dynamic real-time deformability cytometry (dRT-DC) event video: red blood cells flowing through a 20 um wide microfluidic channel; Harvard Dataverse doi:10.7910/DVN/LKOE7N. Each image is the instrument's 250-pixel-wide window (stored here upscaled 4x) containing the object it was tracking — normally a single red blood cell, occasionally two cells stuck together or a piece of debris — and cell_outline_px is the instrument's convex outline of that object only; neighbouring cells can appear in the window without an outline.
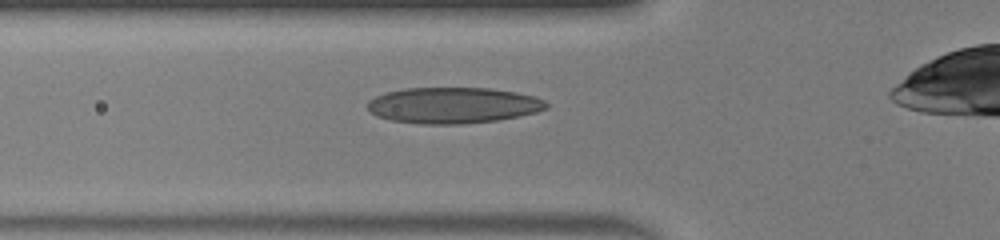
{"species": "human", "species_latin": "Homo sapiens", "temperature_condition": "warm", "stored_images_in_passage": 41, "camera_frame_rate_fps": 3000, "um_per_image_px": 0.085, "donor": {"sex": "male"}, "frame": {"image": 1, "passage_image": 11, "time_ms": 3.333, "image_size_px": [1000, 240], "cell_outline_px": [[548, 108], [536, 112], [520, 116], [496, 120], [464, 124], [420, 124], [392, 120], [376, 116], [368, 108], [368, 100], [376, 96], [388, 92], [404, 88], [488, 88], [516, 92], [536, 96], [544, 100], [548, 104]], "centroid_in_image_um": [38.54, 8.95], "position_along_channel_um": 87.3, "area_um2": 37.57}}
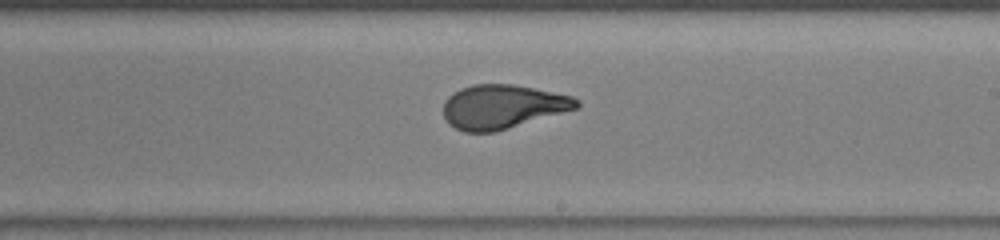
{"frame": {"image": 2, "passage_image": 22, "time_ms": 7.0, "image_size_px": [1000, 240], "cell_outline_px": [[580, 104], [576, 108], [496, 132], [464, 132], [448, 124], [444, 116], [444, 100], [452, 92], [460, 88], [472, 84], [512, 84], [572, 96], [580, 100]], "centroid_in_image_um": [42.67, 9.07], "position_along_channel_um": 246.3, "area_um2": 34.04}}
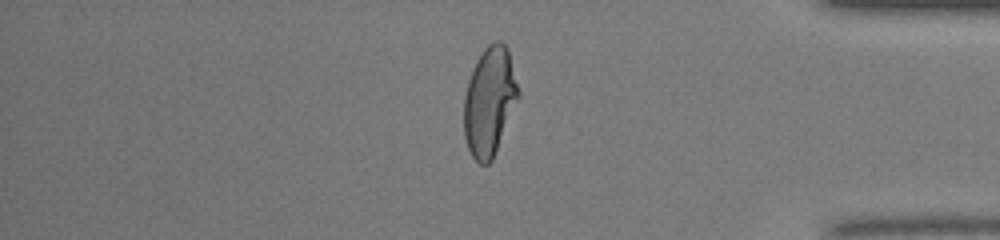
{"frame": {"image": 3, "passage_image": 34, "time_ms": 11.0, "image_size_px": [1000, 240], "cell_outline_px": [[520, 96], [492, 160], [488, 164], [480, 164], [472, 156], [468, 148], [464, 136], [464, 96], [468, 80], [472, 68], [476, 60], [484, 48], [488, 44], [496, 40], [500, 40], [508, 48], [520, 92]], "centroid_in_image_um": [41.61, 8.59], "position_along_channel_um": 393.6, "area_um2": 34.62}, "authors_computed_cell_mechanics": {"area_um2": 35.2002, "velocity_mm_per_s": 4.317, "shape_relaxation_time_tau1_ms": 6.6113, "shape_relaxation_time_tau2_ms": 0.8177, "deformation_change_tau1": 0.3202, "deformation_change_tau2": 0.0621}}